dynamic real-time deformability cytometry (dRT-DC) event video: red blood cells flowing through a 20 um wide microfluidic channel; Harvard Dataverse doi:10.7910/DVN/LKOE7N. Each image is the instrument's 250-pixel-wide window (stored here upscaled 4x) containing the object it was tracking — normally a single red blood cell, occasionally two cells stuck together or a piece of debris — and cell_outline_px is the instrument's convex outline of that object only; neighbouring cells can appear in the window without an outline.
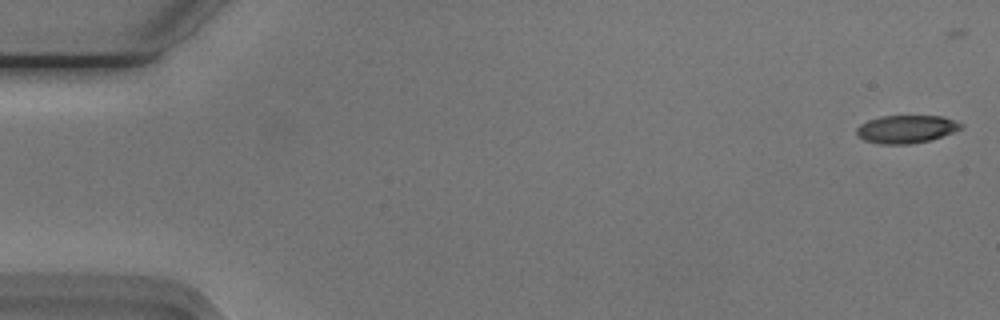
{"species": "Egyptian fruit bat (a non-hibernating species)", "species_latin": "Rousettus aegyptiacus", "temperature_condition": "cold", "stored_images_in_passage": 7, "camera_frame_rate_fps": 3000, "um_per_image_px": 0.085, "animal": {"sex": "male"}, "frame": {"image": 1, "passage_image": 1, "time_ms": 0.0, "image_size_px": [1000, 320], "cell_outline_px": [[964, 128], [932, 140], [908, 144], [880, 144], [864, 140], [856, 132], [856, 128], [860, 124], [868, 120], [880, 116], [944, 116], [964, 124]], "centroid_in_image_um": [77.07, 10.97], "position_along_channel_um": 7.9, "area_um2": 17.11}}